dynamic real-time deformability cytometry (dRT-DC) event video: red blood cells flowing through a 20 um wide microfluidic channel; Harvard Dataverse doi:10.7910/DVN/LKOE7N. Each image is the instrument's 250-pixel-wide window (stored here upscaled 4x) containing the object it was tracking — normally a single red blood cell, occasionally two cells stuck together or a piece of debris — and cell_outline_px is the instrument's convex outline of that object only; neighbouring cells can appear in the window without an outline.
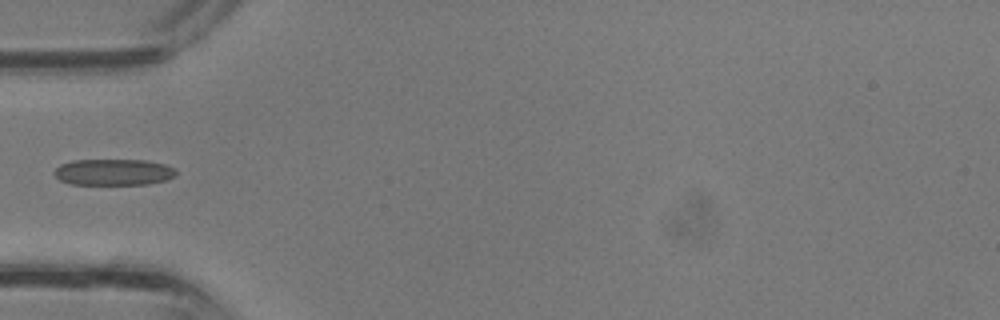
{"species": "common noctule bat (a hibernating species)", "species_latin": "Nyctalus noctula", "temperature_condition": "room temperature", "stored_images_in_passage": 23, "camera_frame_rate_fps": 3000, "um_per_image_px": 0.085, "animal": {"sex": "male", "body_mass_g": 13.3}, "frame": {"image": 1, "passage_image": 1, "time_ms": 0.0, "image_size_px": [1000, 320], "cell_outline_px": [[176, 176], [168, 180], [148, 184], [72, 184], [60, 180], [52, 172], [60, 164], [72, 160], [144, 160], [164, 164], [176, 168]], "centroid_in_image_um": [9.67, 14.63], "position_along_channel_um": 75.3, "area_um2": 18.79}}
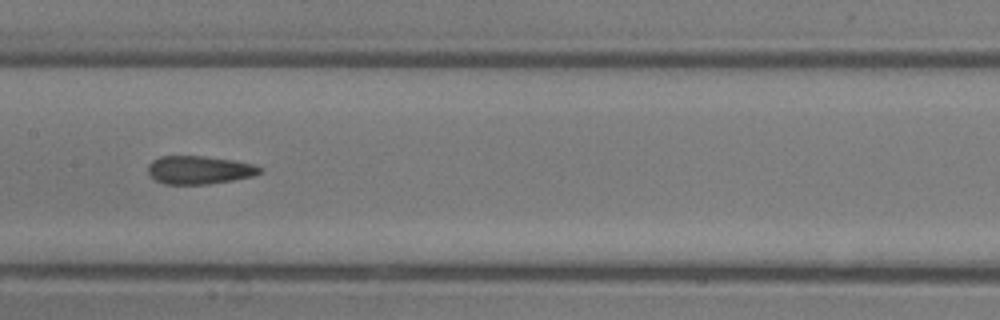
{"frame": {"image": 2, "passage_image": 7, "time_ms": 2.0, "image_size_px": [1000, 320], "cell_outline_px": [[260, 172], [252, 176], [232, 180], [208, 184], [164, 184], [156, 180], [148, 172], [148, 164], [152, 160], [160, 156], [204, 156], [236, 160], [252, 164], [260, 168]], "centroid_in_image_um": [16.9, 14.44], "position_along_channel_um": 190.5, "area_um2": 18.26}}
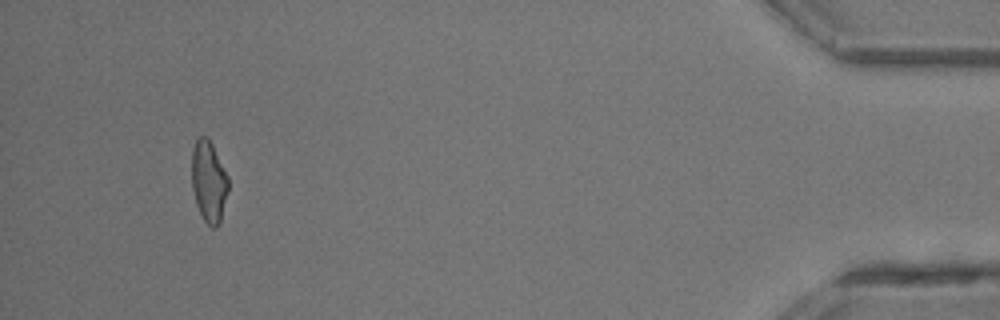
{"frame": {"image": 3, "passage_image": 23, "time_ms": 7.333, "image_size_px": [1000, 320], "cell_outline_px": [[228, 192], [220, 224], [216, 228], [212, 228], [204, 220], [196, 204], [192, 188], [192, 148], [196, 140], [200, 136], [208, 136], [228, 176]], "centroid_in_image_um": [17.75, 15.44], "position_along_channel_um": 417.5, "area_um2": 17.46}}